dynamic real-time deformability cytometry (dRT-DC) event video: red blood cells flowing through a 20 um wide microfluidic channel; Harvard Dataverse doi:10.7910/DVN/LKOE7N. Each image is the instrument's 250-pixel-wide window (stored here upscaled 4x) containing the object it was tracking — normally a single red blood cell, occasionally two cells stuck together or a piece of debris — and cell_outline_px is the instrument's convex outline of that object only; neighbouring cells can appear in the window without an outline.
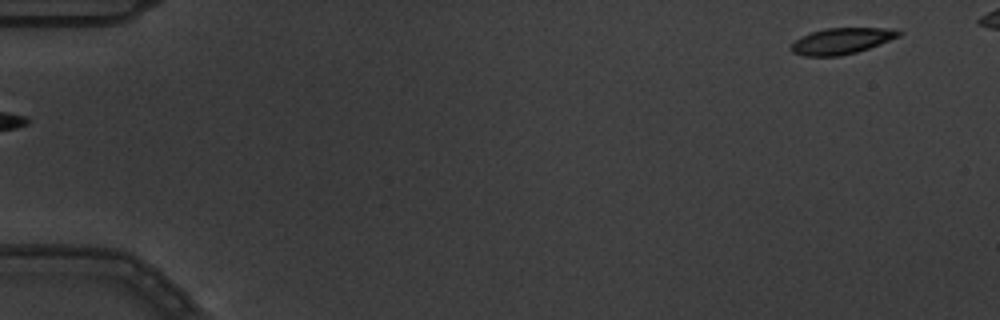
{"species": "common noctule bat (a hibernating species)", "species_latin": "Nyctalus noctula", "temperature_condition": "warm", "stored_images_in_passage": 5, "segment_of_instrument_passage": [2, 2], "camera_frame_rate_fps": 3000, "um_per_image_px": 0.085, "animal": {"sex": "male", "body_mass_g": 19.5, "forearm_length_mm": 54.6}, "frame": {"image": 1, "passage_image": 5, "time_ms": 1.333, "image_size_px": [1000, 320], "cell_outline_px": [[904, 32], [900, 36], [868, 48], [856, 52], [840, 56], [804, 56], [792, 52], [788, 48], [796, 40], [812, 32], [824, 28], [884, 28]], "centroid_in_image_um": [71.51, 3.49], "position_along_channel_um": 13.5, "area_um2": 16.18}}